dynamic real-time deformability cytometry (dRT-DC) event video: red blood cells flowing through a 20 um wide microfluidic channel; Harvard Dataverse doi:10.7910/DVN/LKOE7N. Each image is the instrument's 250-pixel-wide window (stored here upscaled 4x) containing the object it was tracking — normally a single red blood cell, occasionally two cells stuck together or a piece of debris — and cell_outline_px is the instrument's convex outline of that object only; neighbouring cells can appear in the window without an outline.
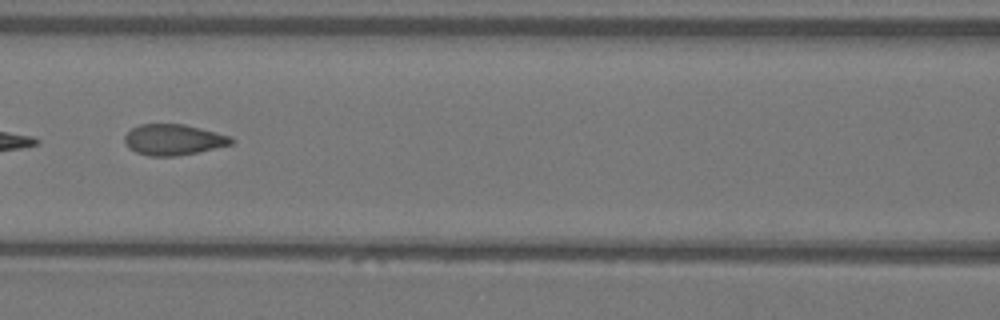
{"species": "Egyptian fruit bat (a non-hibernating species)", "species_latin": "Rousettus aegyptiacus", "temperature_condition": "warm", "stored_images_in_passage": 7, "camera_frame_rate_fps": 3000, "um_per_image_px": 0.085, "animal": {"sex": "female"}, "frame": {"image": 1, "passage_image": 4, "time_ms": 1.0, "image_size_px": [1000, 320], "cell_outline_px": [[236, 140], [232, 144], [196, 152], [176, 156], [148, 156], [136, 152], [128, 148], [124, 144], [124, 136], [132, 128], [140, 124], [184, 124], [232, 136]], "centroid_in_image_um": [14.73, 11.87], "position_along_channel_um": 151.9, "area_um2": 19.25}}
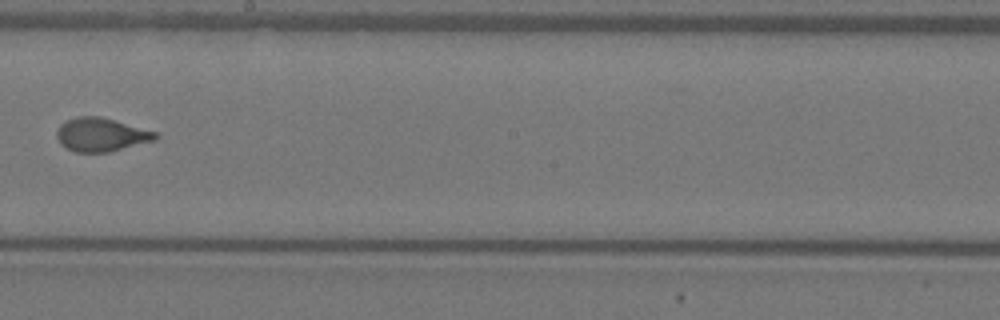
{"frame": {"image": 2, "passage_image": 6, "time_ms": 1.667, "image_size_px": [1000, 320], "cell_outline_px": [[160, 136], [156, 140], [108, 152], [76, 152], [60, 144], [56, 136], [56, 132], [60, 124], [64, 120], [76, 116], [100, 116], [156, 132]], "centroid_in_image_um": [8.57, 11.44], "position_along_channel_um": 239.6, "area_um2": 19.31}}
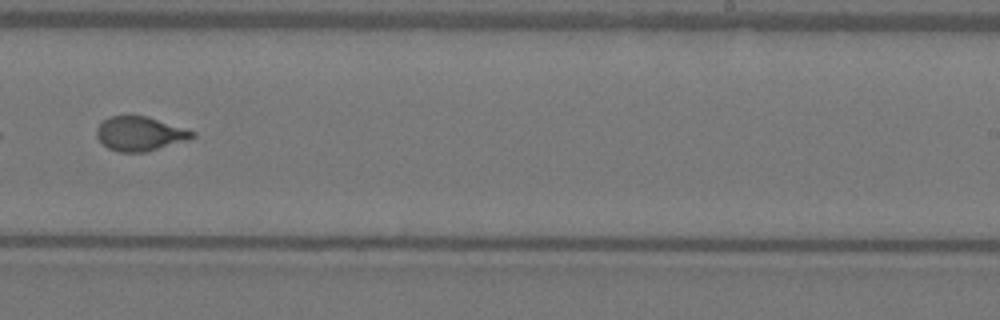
{"frame": {"image": 3, "passage_image": 7, "time_ms": 2.0, "image_size_px": [1000, 320], "cell_outline_px": [[196, 136], [188, 140], [144, 152], [120, 152], [108, 148], [96, 136], [96, 128], [108, 116], [148, 116], [196, 132]], "centroid_in_image_um": [11.9, 11.36], "position_along_channel_um": 277.1, "area_um2": 18.96}}